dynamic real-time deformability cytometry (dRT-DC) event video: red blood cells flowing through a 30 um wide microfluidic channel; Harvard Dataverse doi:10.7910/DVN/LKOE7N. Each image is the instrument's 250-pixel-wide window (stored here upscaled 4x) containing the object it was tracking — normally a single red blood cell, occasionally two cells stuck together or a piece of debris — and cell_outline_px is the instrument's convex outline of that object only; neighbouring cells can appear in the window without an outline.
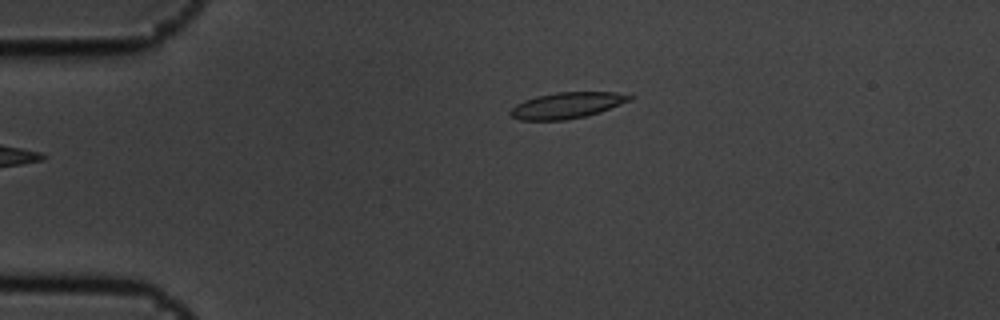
{"species": "common noctule bat (a hibernating species)", "species_latin": "Nyctalus noctula", "temperature_condition": "cold", "stored_images_in_passage": 3, "camera_frame_rate_fps": 3000, "um_per_image_px": 0.085, "animal": {"sex": "male", "body_mass_g": 19.5, "forearm_length_mm": 54.6}, "frame": {"image": 1, "passage_image": 3, "time_ms": 0.667, "image_size_px": [1000, 320], "cell_outline_px": [[636, 96], [632, 100], [600, 112], [568, 120], [520, 120], [512, 116], [508, 112], [516, 104], [524, 100], [536, 96], [556, 92], [616, 92]], "centroid_in_image_um": [48.21, 8.95], "position_along_channel_um": 36.8, "area_um2": 18.21}}